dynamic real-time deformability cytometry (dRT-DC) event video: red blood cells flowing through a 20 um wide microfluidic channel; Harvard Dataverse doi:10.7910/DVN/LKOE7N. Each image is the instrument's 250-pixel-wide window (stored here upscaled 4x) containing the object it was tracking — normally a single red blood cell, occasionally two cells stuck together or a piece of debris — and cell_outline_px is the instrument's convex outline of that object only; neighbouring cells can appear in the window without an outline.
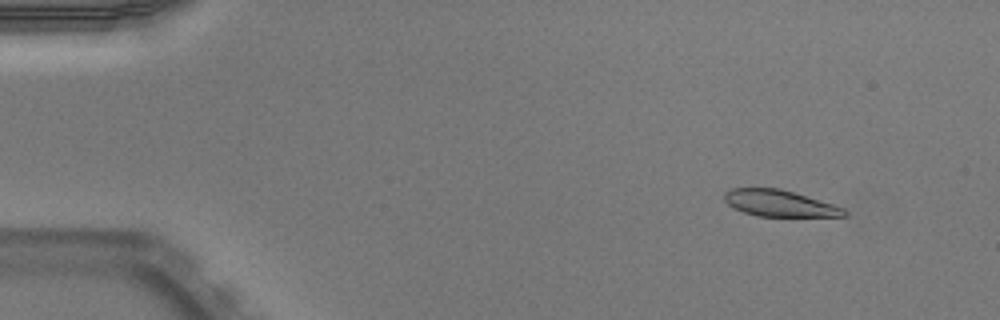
{"species": "Egyptian fruit bat (a non-hibernating species)", "species_latin": "Rousettus aegyptiacus", "temperature_condition": "warm", "stored_images_in_passage": 47, "camera_frame_rate_fps": 3000, "um_per_image_px": 0.085, "animal": {"sex": "male"}, "frame": {"image": 1, "passage_image": 1, "time_ms": 0.0, "image_size_px": [1000, 320], "cell_outline_px": [[848, 216], [756, 216], [744, 212], [728, 204], [724, 200], [724, 192], [732, 188], [780, 188], [832, 204], [844, 208], [848, 212]], "centroid_in_image_um": [66.25, 17.28], "position_along_channel_um": 18.8, "area_um2": 18.26}}
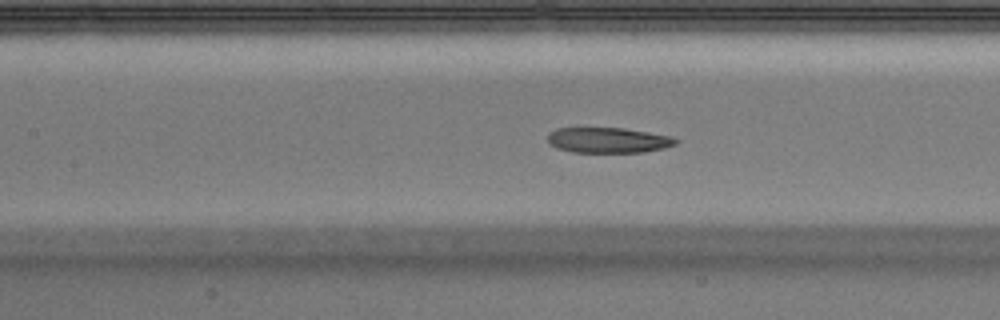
{"frame": {"image": 2, "passage_image": 19, "time_ms": 6.0, "image_size_px": [1000, 320], "cell_outline_px": [[680, 140], [676, 144], [664, 148], [644, 152], [572, 152], [556, 148], [548, 144], [548, 132], [556, 128], [624, 128], [672, 136]], "centroid_in_image_um": [51.69, 11.91], "position_along_channel_um": 155.7, "area_um2": 19.13}}
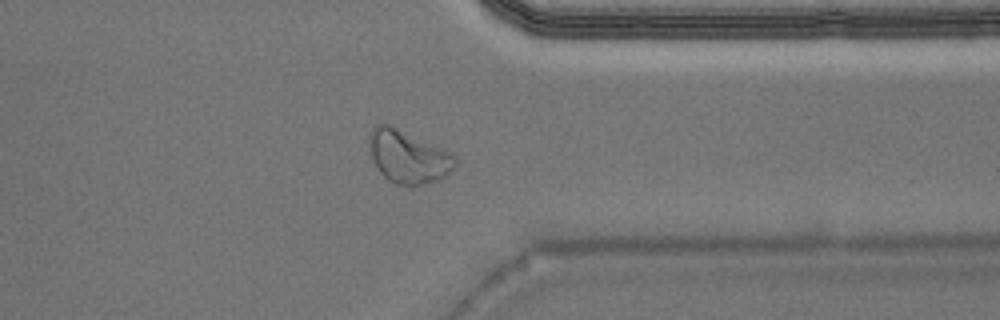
{"frame": {"image": 3, "passage_image": 36, "time_ms": 11.667, "image_size_px": [1000, 320], "cell_outline_px": [[456, 164], [444, 176], [436, 180], [420, 184], [396, 184], [388, 180], [380, 172], [372, 160], [368, 136], [372, 128], [376, 124], [388, 124], [452, 152], [456, 156]], "centroid_in_image_um": [34.66, 13.29], "position_along_channel_um": 376.7, "area_um2": 26.07}, "authors_computed_cell_mechanics": {"area_um2": 20.4612, "velocity_mm_per_s": 3.9695, "shape_relaxation_time_tau1_ms": null, "shape_relaxation_time_tau2_ms": 2.2038, "deformation_change_tau1": null, "deformation_change_tau2": 0.0886}}